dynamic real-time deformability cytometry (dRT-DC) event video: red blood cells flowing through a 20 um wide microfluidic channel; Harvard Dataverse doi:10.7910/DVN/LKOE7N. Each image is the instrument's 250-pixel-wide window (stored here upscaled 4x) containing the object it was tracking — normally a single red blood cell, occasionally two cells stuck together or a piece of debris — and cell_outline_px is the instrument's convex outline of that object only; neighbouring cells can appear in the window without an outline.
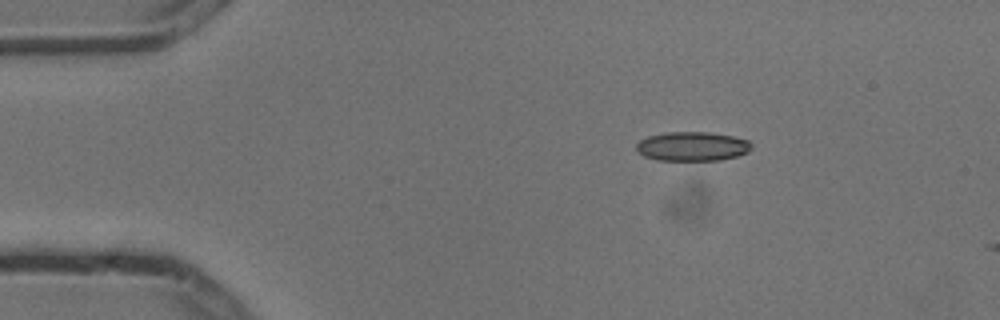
{"species": "common noctule bat (a hibernating species)", "species_latin": "Nyctalus noctula", "temperature_condition": "cold", "stored_images_in_passage": 2, "camera_frame_rate_fps": 3000, "um_per_image_px": 0.085, "animal": {"sex": "male", "body_mass_g": 13.3}, "frame": {"image": 1, "passage_image": 1, "time_ms": 0.0, "image_size_px": [1000, 320], "cell_outline_px": [[752, 144], [748, 152], [736, 156], [720, 160], [656, 160], [644, 156], [636, 152], [636, 144], [640, 140], [648, 136], [668, 132], [708, 132], [732, 136], [748, 140]], "centroid_in_image_um": [58.81, 12.44], "position_along_channel_um": 26.2, "area_um2": 19.59}}